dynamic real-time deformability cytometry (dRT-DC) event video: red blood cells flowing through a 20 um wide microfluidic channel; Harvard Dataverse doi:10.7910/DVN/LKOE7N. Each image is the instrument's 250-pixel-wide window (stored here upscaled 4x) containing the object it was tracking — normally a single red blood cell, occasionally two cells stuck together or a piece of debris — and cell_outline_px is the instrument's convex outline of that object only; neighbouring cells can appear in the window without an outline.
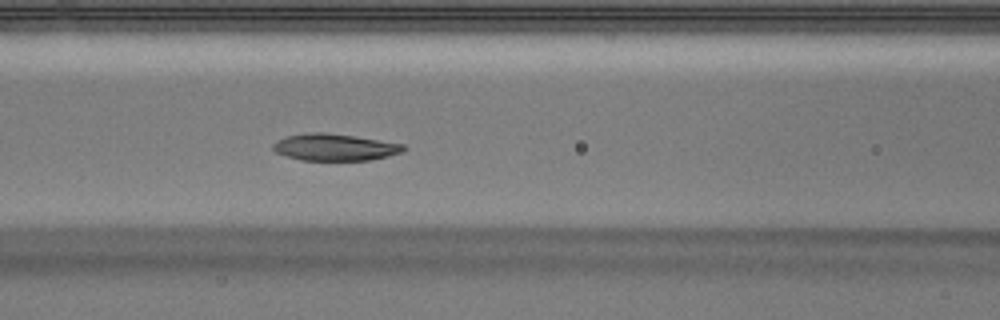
{"species": "Egyptian fruit bat (a non-hibernating species)", "species_latin": "Rousettus aegyptiacus", "temperature_condition": "warm", "stored_images_in_passage": 53, "segment_of_instrument_passage": [1, 2], "camera_frame_rate_fps": 3000, "um_per_image_px": 0.085, "animal": {"sex": "male"}, "frame": {"image": 1, "passage_image": 23, "time_ms": 7.333, "image_size_px": [1000, 320], "cell_outline_px": [[408, 148], [404, 152], [388, 156], [368, 160], [300, 160], [276, 152], [272, 148], [272, 144], [276, 140], [288, 136], [312, 132], [324, 132], [356, 136], [404, 144]], "centroid_in_image_um": [28.49, 12.51], "position_along_channel_um": 138.1, "area_um2": 20.46}}
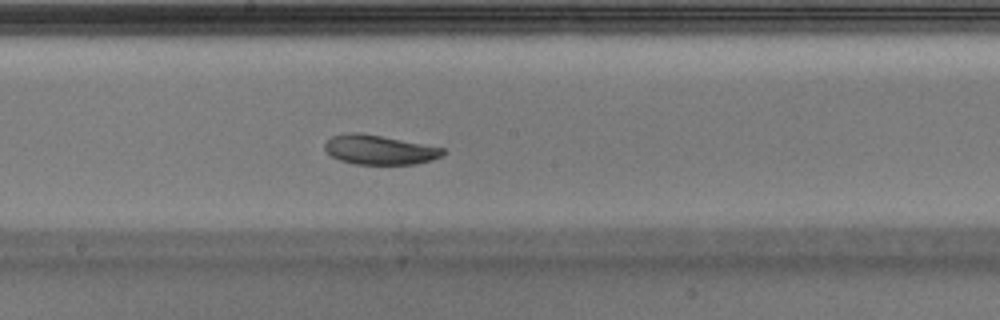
{"frame": {"image": 2, "passage_image": 29, "time_ms": 9.333, "image_size_px": [1000, 320], "cell_outline_px": [[444, 152], [440, 156], [432, 160], [416, 164], [352, 164], [340, 160], [332, 156], [324, 148], [324, 144], [332, 136], [352, 132], [360, 132], [444, 148]], "centroid_in_image_um": [32.22, 12.74], "position_along_channel_um": 216.0, "area_um2": 20.06}}
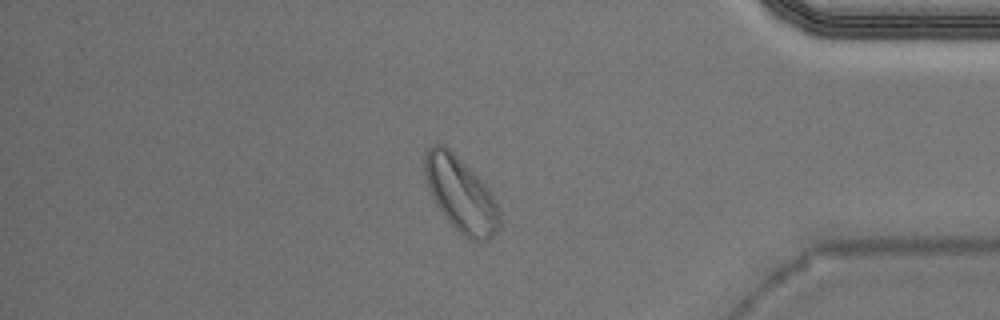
{"frame": {"image": 3, "passage_image": 45, "time_ms": 14.667, "image_size_px": [1000, 320], "cell_outline_px": [[500, 224], [492, 240], [468, 240], [444, 216], [436, 204], [428, 188], [424, 176], [424, 152], [432, 144], [444, 144], [488, 188], [496, 200], [500, 212]], "centroid_in_image_um": [39.16, 16.54], "position_along_channel_um": 396.0, "area_um2": 32.31}}